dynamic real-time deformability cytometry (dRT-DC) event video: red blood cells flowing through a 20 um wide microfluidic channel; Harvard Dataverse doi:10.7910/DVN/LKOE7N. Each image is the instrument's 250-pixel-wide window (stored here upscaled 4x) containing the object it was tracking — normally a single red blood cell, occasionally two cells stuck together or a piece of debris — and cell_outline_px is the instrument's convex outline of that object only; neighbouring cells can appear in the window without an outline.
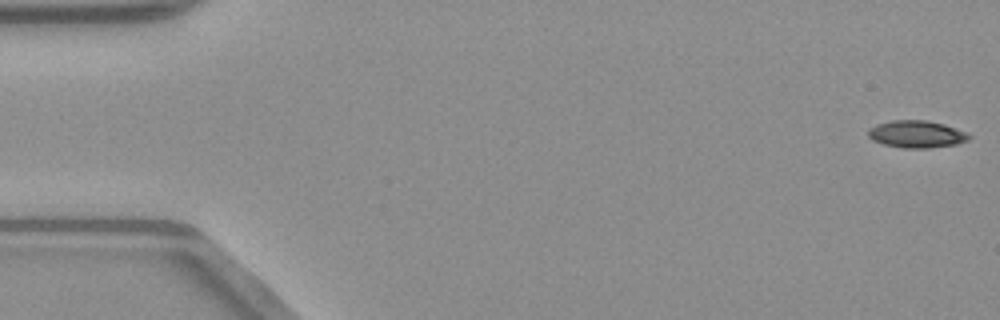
{"species": "common noctule bat (a hibernating species)", "species_latin": "Nyctalus noctula", "temperature_condition": "warm", "stored_images_in_passage": 51, "camera_frame_rate_fps": 3000, "um_per_image_px": 0.085, "animal": {"sex": "male", "body_mass_g": 23.1, "forearm_length_mm": 52.7}, "frame": {"image": 1, "passage_image": 1, "time_ms": 0.0, "image_size_px": [1000, 320], "cell_outline_px": [[972, 136], [968, 140], [956, 144], [928, 148], [904, 148], [884, 144], [872, 140], [868, 136], [868, 128], [876, 124], [892, 120], [928, 120], [944, 124], [968, 132]], "centroid_in_image_um": [77.92, 11.39], "position_along_channel_um": 7.1, "area_um2": 16.13}}
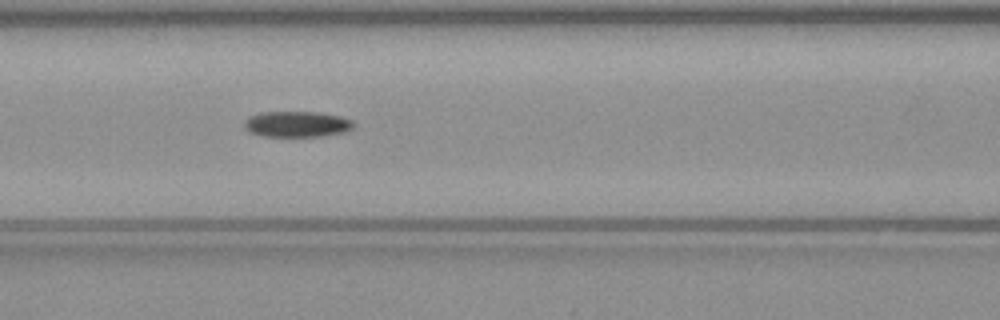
{"frame": {"image": 2, "passage_image": 22, "time_ms": 7.0, "image_size_px": [1000, 320], "cell_outline_px": [[356, 124], [352, 128], [344, 132], [324, 136], [260, 136], [248, 132], [244, 128], [244, 120], [248, 116], [260, 112], [316, 112], [340, 116], [352, 120]], "centroid_in_image_um": [25.2, 10.55], "position_along_channel_um": 141.4, "area_um2": 16.65}}
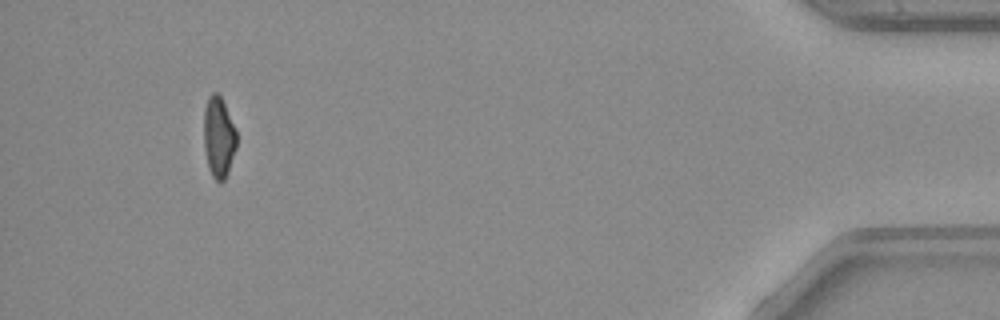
{"frame": {"image": 3, "passage_image": 48, "time_ms": 15.667, "image_size_px": [1000, 320], "cell_outline_px": [[236, 148], [228, 172], [224, 180], [220, 184], [212, 176], [208, 164], [204, 148], [204, 108], [208, 96], [212, 92], [216, 92], [220, 96], [236, 128]], "centroid_in_image_um": [18.58, 11.65], "position_along_channel_um": 416.6, "area_um2": 15.43}, "authors_computed_cell_mechanics": {"area_um2": 16.5886, "velocity_mm_per_s": 4.0602, "shape_relaxation_time_tau1_ms": 4.945, "shape_relaxation_time_tau2_ms": null, "deformation_change_tau1": 0.1533, "deformation_change_tau2": null}}